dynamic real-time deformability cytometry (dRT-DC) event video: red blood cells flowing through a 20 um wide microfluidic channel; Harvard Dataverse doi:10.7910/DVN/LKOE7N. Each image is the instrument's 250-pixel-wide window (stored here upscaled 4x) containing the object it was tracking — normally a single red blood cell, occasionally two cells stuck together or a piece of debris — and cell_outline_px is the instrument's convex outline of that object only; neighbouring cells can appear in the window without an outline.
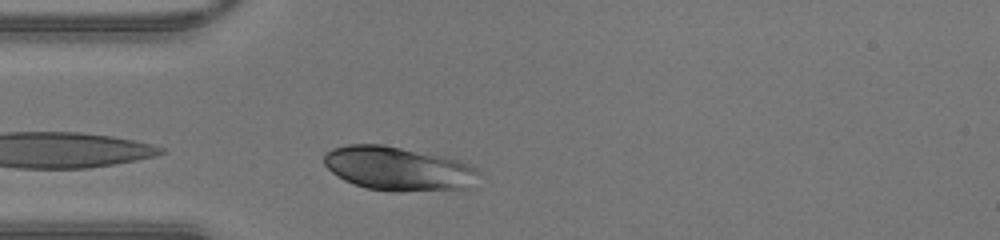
{"species": "human", "species_latin": "Homo sapiens", "temperature_condition": "warm", "stored_images_in_passage": 5, "camera_frame_rate_fps": 3000, "um_per_image_px": 0.085, "donor": {"sex": "male"}, "frame": {"image": 1, "passage_image": 1, "time_ms": 0.0, "image_size_px": [1000, 240], "cell_outline_px": [[480, 172], [468, 188], [396, 192], [392, 192], [368, 188], [344, 180], [332, 172], [324, 164], [324, 152], [332, 148], [348, 144], [384, 144], [444, 156], [460, 160], [472, 164]], "centroid_in_image_um": [33.84, 14.32], "position_along_channel_um": 51.2, "area_um2": 39.77}}
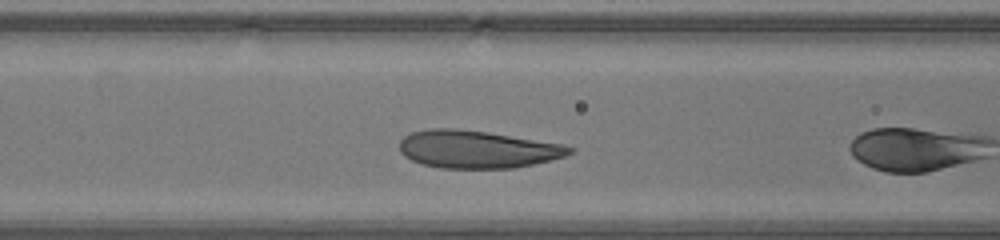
{"frame": {"image": 2, "passage_image": 4, "time_ms": 1.0, "image_size_px": [1000, 240], "cell_outline_px": [[576, 148], [572, 152], [564, 156], [516, 168], [440, 168], [424, 164], [412, 160], [404, 156], [400, 152], [400, 140], [404, 136], [412, 132], [428, 128], [456, 128], [488, 132], [564, 144]], "centroid_in_image_um": [40.55, 12.68], "position_along_channel_um": 126.0, "area_um2": 37.34}}